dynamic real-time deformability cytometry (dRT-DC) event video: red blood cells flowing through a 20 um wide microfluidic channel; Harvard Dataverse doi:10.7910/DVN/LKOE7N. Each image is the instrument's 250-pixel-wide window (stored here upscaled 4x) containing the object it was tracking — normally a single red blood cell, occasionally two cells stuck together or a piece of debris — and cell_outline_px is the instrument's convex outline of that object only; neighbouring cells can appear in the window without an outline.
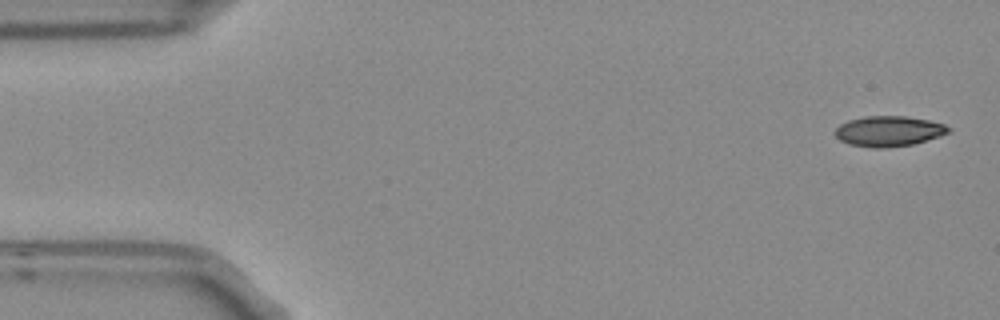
{"species": "Egyptian fruit bat (a non-hibernating species)", "species_latin": "Rousettus aegyptiacus", "temperature_condition": "room temperature", "stored_images_in_passage": 9, "camera_frame_rate_fps": 3000, "um_per_image_px": 0.085, "frame": {"image": 1, "passage_image": 1, "time_ms": 0.0, "image_size_px": [1000, 320], "cell_outline_px": [[952, 128], [948, 132], [940, 136], [912, 144], [888, 148], [872, 148], [848, 144], [840, 140], [836, 136], [836, 128], [840, 124], [848, 120], [864, 116], [904, 116], [928, 120], [944, 124]], "centroid_in_image_um": [75.53, 11.15], "position_along_channel_um": 9.5, "area_um2": 20.06}}
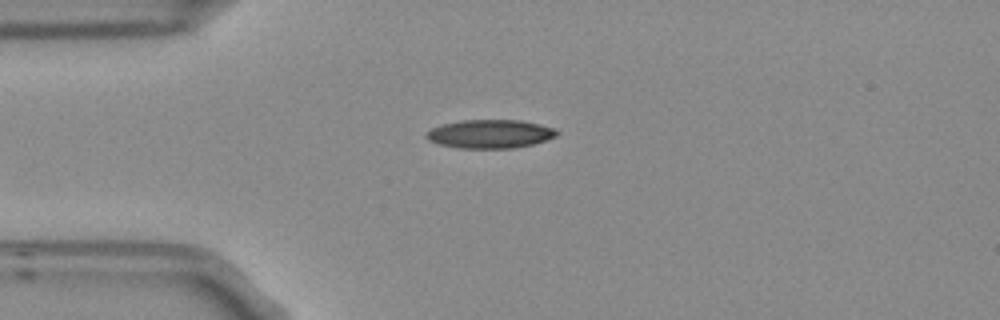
{"frame": {"image": 2, "passage_image": 4, "time_ms": 1.0, "image_size_px": [1000, 320], "cell_outline_px": [[560, 132], [556, 136], [532, 144], [512, 148], [460, 148], [440, 144], [428, 140], [424, 136], [432, 128], [440, 124], [460, 120], [520, 120], [540, 124], [552, 128]], "centroid_in_image_um": [41.63, 11.37], "position_along_channel_um": 43.4, "area_um2": 21.62}}
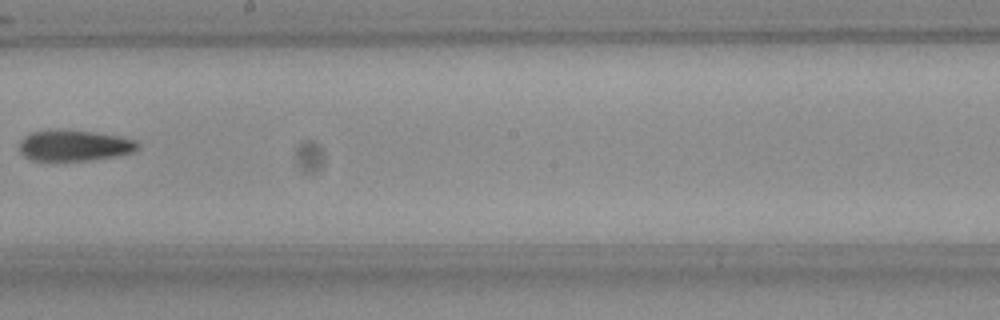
{"frame": {"image": 3, "passage_image": 9, "time_ms": 2.667, "image_size_px": [1000, 320], "cell_outline_px": [[140, 148], [132, 152], [112, 156], [88, 160], [32, 160], [24, 156], [20, 152], [20, 144], [24, 136], [32, 132], [92, 132], [116, 136], [136, 140], [140, 144]], "centroid_in_image_um": [6.34, 12.4], "position_along_channel_um": 241.9, "area_um2": 20.35}}